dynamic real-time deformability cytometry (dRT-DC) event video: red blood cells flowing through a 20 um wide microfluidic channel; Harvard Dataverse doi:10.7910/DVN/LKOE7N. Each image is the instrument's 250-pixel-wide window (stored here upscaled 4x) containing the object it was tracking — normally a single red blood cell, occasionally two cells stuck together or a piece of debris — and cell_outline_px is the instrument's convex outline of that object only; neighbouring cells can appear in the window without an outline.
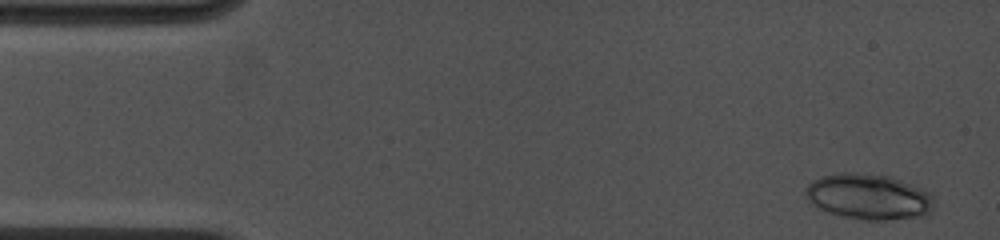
{"species": "common noctule bat (a hibernating species)", "species_latin": "Nyctalus noctula", "temperature_condition": "cold", "stored_images_in_passage": 6, "camera_frame_rate_fps": 4500, "um_per_image_px": 0.085, "animal": {"sex": "female", "body_mass_g": 19.0, "forearm_length_mm": 53.3}, "frame": {"image": 1, "passage_image": 1, "time_ms": 0.0, "image_size_px": [1000, 240], "cell_outline_px": [[932, 208], [928, 216], [884, 220], [864, 220], [844, 216], [828, 212], [812, 204], [804, 196], [804, 188], [812, 180], [820, 176], [844, 172], [852, 172], [888, 176], [924, 188], [932, 192]], "centroid_in_image_um": [73.83, 16.71], "position_along_channel_um": 11.2, "area_um2": 34.45}}